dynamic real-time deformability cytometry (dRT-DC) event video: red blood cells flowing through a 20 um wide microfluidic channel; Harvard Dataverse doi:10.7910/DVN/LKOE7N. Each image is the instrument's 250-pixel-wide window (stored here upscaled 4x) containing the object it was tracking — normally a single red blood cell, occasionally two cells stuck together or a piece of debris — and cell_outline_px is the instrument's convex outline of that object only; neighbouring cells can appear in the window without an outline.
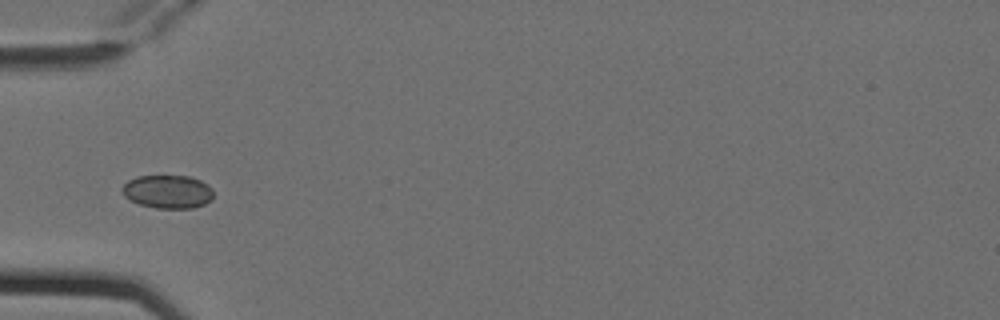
{"species": "Egyptian fruit bat (a non-hibernating species)", "species_latin": "Rousettus aegyptiacus", "temperature_condition": "cold", "stored_images_in_passage": 4, "camera_frame_rate_fps": 3000, "um_per_image_px": 0.085, "animal": {"sex": "female"}, "frame": {"image": 1, "passage_image": 3, "time_ms": 0.667, "image_size_px": [1000, 320], "cell_outline_px": [[212, 200], [204, 204], [192, 208], [156, 208], [140, 204], [124, 196], [120, 188], [128, 180], [136, 176], [188, 176], [200, 180], [208, 184], [212, 188]], "centroid_in_image_um": [14.25, 16.28], "position_along_channel_um": 70.7, "area_um2": 17.74}}
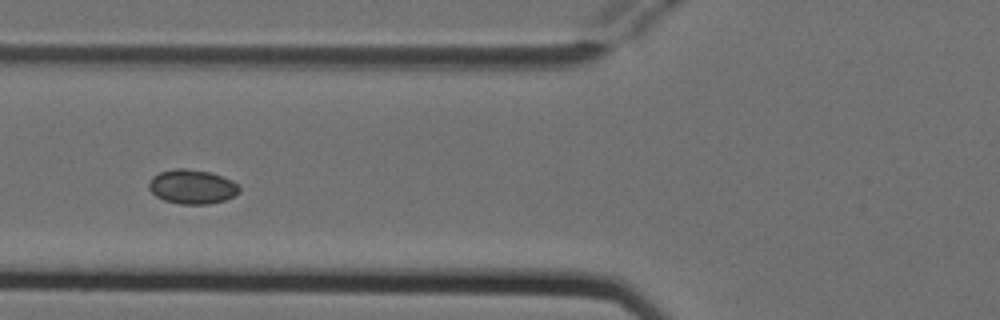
{"frame": {"image": 2, "passage_image": 4, "time_ms": 1.0, "image_size_px": [1000, 320], "cell_outline_px": [[240, 192], [224, 200], [208, 204], [180, 204], [164, 200], [156, 196], [148, 188], [148, 184], [152, 176], [160, 172], [176, 168], [184, 168], [208, 172], [232, 180], [240, 188]], "centroid_in_image_um": [16.3, 15.87], "position_along_channel_um": 109.5, "area_um2": 17.92}}